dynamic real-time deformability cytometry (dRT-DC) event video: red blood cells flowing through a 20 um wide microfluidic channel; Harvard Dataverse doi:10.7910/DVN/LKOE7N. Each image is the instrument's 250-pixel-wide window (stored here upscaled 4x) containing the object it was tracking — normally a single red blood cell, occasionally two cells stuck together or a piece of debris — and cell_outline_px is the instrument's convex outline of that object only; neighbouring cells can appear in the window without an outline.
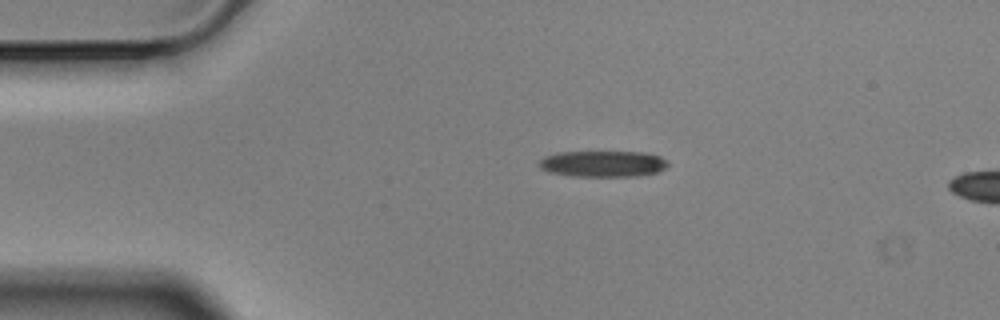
{"species": "Egyptian fruit bat (a non-hibernating species)", "species_latin": "Rousettus aegyptiacus", "temperature_condition": "cold", "stored_images_in_passage": 5, "camera_frame_rate_fps": 3000, "um_per_image_px": 0.085, "animal": {"sex": "male"}, "frame": {"image": 1, "passage_image": 2, "time_ms": 0.333, "image_size_px": [1000, 320], "cell_outline_px": [[668, 164], [664, 168], [656, 172], [636, 176], [568, 176], [548, 172], [540, 168], [536, 164], [544, 156], [556, 152], [644, 152], [660, 156], [668, 160]], "centroid_in_image_um": [51.19, 13.92], "position_along_channel_um": 33.8, "area_um2": 19.83}}
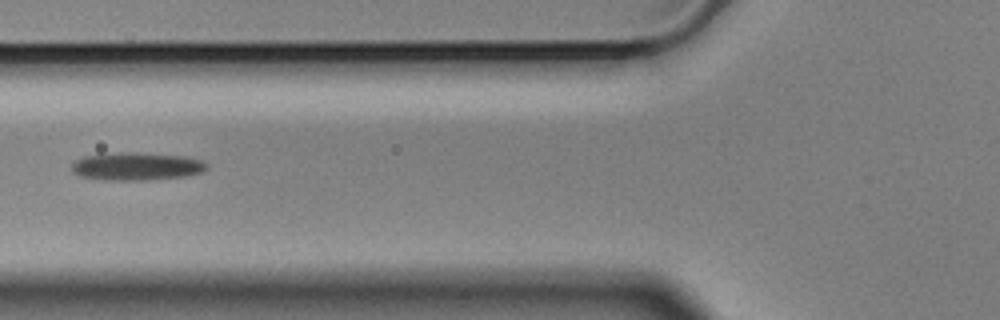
{"frame": {"image": 2, "passage_image": 5, "time_ms": 1.333, "image_size_px": [1000, 320], "cell_outline_px": [[208, 168], [204, 172], [184, 176], [144, 180], [108, 180], [80, 176], [72, 172], [72, 164], [76, 160], [84, 156], [100, 152], [132, 152], [188, 156], [200, 160], [208, 164]], "centroid_in_image_um": [11.6, 14.12], "position_along_channel_um": 114.2, "area_um2": 22.25}}